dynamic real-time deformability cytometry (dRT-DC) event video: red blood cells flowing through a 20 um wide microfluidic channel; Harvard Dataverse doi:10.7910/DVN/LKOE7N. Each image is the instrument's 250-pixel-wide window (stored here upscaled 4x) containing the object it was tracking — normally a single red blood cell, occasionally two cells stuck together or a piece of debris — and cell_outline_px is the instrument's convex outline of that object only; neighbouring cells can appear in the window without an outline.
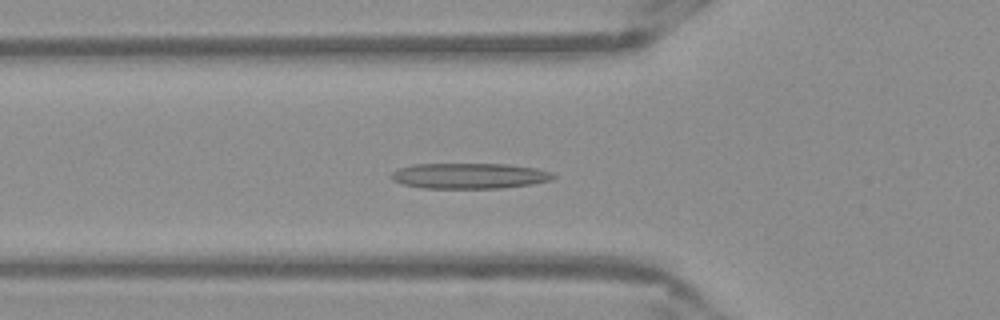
{"species": "Egyptian fruit bat (a non-hibernating species)", "species_latin": "Rousettus aegyptiacus", "temperature_condition": "warm", "stored_images_in_passage": 52, "camera_frame_rate_fps": 3000, "um_per_image_px": 0.085, "frame": {"image": 1, "passage_image": 18, "time_ms": 5.667, "image_size_px": [1000, 320], "cell_outline_px": [[556, 176], [552, 180], [532, 184], [500, 188], [424, 188], [404, 184], [392, 180], [392, 172], [400, 168], [416, 164], [508, 164], [536, 168], [552, 172]], "centroid_in_image_um": [39.95, 14.94], "position_along_channel_um": 85.9, "area_um2": 24.04}}
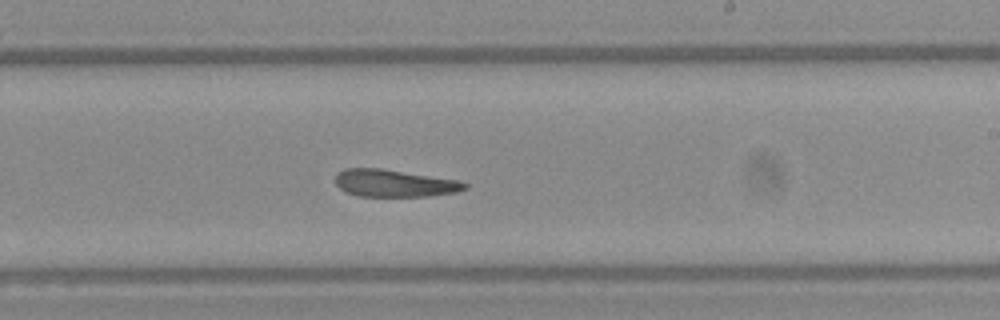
{"frame": {"image": 2, "passage_image": 31, "time_ms": 10.0, "image_size_px": [1000, 320], "cell_outline_px": [[468, 188], [456, 192], [428, 196], [356, 196], [340, 188], [336, 184], [336, 172], [344, 168], [380, 168], [460, 180], [468, 184]], "centroid_in_image_um": [33.53, 15.57], "position_along_channel_um": 255.5, "area_um2": 20.63}}
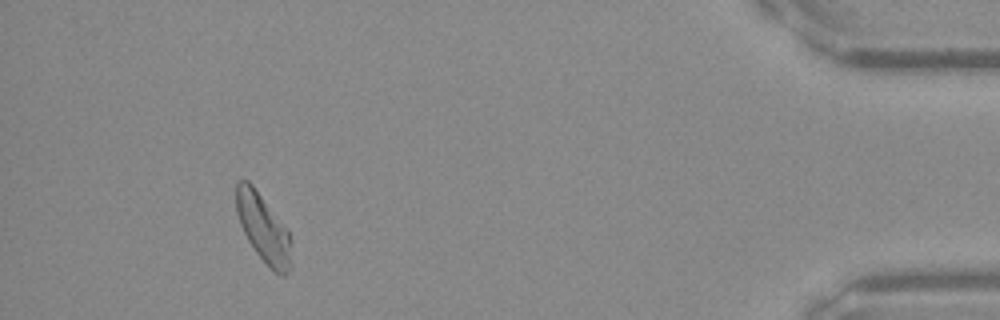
{"frame": {"image": 3, "passage_image": 48, "time_ms": 15.667, "image_size_px": [1000, 320], "cell_outline_px": [[292, 268], [284, 276], [280, 276], [256, 252], [248, 240], [240, 224], [236, 212], [236, 184], [240, 180], [248, 180], [252, 184], [288, 228], [292, 240]], "centroid_in_image_um": [22.43, 19.4], "position_along_channel_um": 412.8, "area_um2": 22.14}}